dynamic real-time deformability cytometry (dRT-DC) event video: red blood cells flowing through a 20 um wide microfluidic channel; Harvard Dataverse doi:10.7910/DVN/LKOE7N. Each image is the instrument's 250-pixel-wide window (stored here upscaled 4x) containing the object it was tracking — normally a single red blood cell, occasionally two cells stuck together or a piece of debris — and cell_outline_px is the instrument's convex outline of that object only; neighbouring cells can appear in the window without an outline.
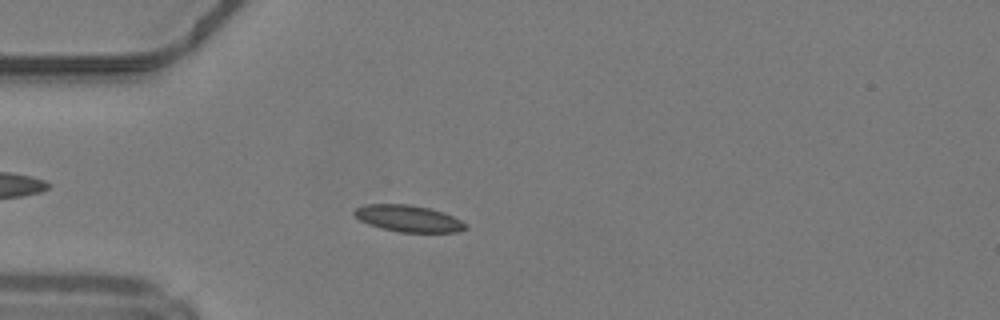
{"species": "common noctule bat (a hibernating species)", "species_latin": "Nyctalus noctula", "temperature_condition": "warm", "stored_images_in_passage": 43, "camera_frame_rate_fps": 3000, "um_per_image_px": 0.085, "animal": {"sex": "male", "body_mass_g": 19.2, "forearm_length_mm": 51.8}, "frame": {"image": 1, "passage_image": 8, "time_ms": 2.333, "image_size_px": [1000, 320], "cell_outline_px": [[468, 228], [456, 232], [400, 232], [380, 228], [368, 224], [360, 220], [352, 212], [356, 208], [364, 204], [408, 204], [428, 208], [444, 212], [468, 224]], "centroid_in_image_um": [34.71, 18.57], "position_along_channel_um": 50.3, "area_um2": 17.28}}
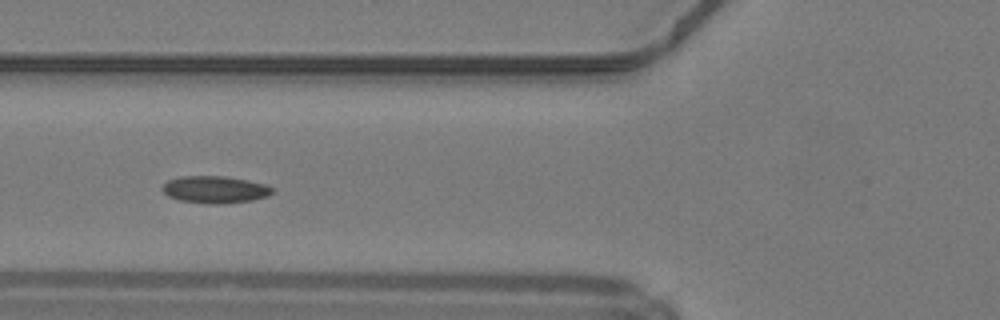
{"frame": {"image": 2, "passage_image": 13, "time_ms": 4.0, "image_size_px": [1000, 320], "cell_outline_px": [[276, 192], [268, 196], [252, 200], [220, 204], [212, 204], [180, 200], [168, 196], [160, 188], [168, 180], [180, 176], [224, 176], [248, 180], [264, 184], [276, 188]], "centroid_in_image_um": [18.31, 16.11], "position_along_channel_um": 107.5, "area_um2": 17.51}}
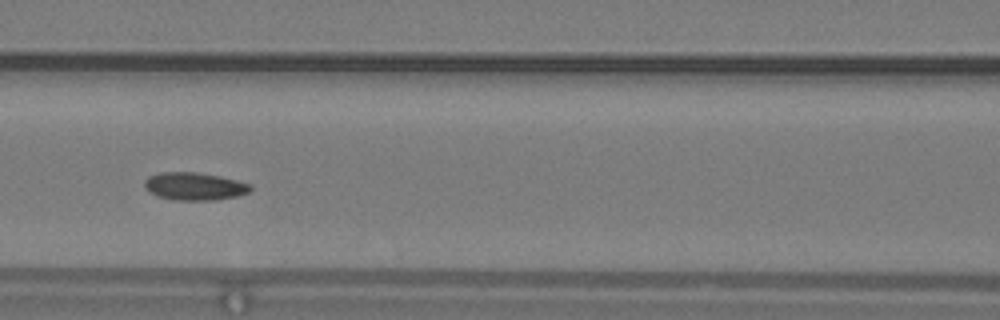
{"frame": {"image": 3, "passage_image": 16, "time_ms": 5.0, "image_size_px": [1000, 320], "cell_outline_px": [[252, 188], [248, 192], [236, 196], [216, 200], [172, 200], [160, 196], [152, 192], [144, 184], [144, 180], [148, 176], [160, 172], [196, 172], [220, 176], [252, 184]], "centroid_in_image_um": [16.56, 15.83], "position_along_channel_um": 150.0, "area_um2": 16.99}, "authors_computed_cell_mechanics": {"area_um2": 16.7042, "velocity_mm_per_s": 4.215, "shape_relaxation_time_tau1_ms": 11.1578, "shape_relaxation_time_tau2_ms": 3.5397, "deformation_change_tau1": 0.2058, "deformation_change_tau2": 0.0877}}